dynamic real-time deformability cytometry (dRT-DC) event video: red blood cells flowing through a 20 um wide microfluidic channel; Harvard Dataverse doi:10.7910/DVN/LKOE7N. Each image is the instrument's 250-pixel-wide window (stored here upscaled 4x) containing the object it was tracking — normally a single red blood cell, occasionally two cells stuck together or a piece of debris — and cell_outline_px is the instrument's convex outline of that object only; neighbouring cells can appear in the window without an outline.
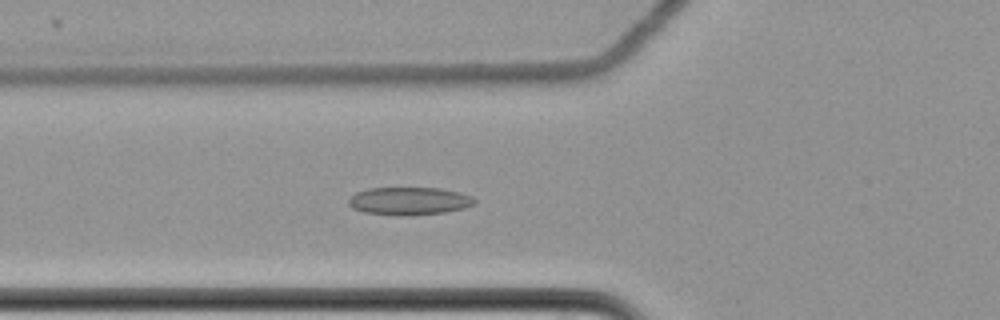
{"species": "common noctule bat (a hibernating species)", "species_latin": "Nyctalus noctula", "temperature_condition": "cold", "stored_images_in_passage": 62, "camera_frame_rate_fps": 3000, "um_per_image_px": 0.085, "animal": {"sex": "female", "body_mass_g": 22.7, "forearm_length_mm": 54.2}, "frame": {"image": 1, "passage_image": 25, "time_ms": 8.0, "image_size_px": [1000, 320], "cell_outline_px": [[476, 200], [472, 204], [464, 208], [444, 212], [412, 216], [400, 216], [364, 212], [352, 208], [348, 204], [348, 200], [356, 192], [368, 188], [440, 188], [460, 192], [472, 196]], "centroid_in_image_um": [34.77, 17.09], "position_along_channel_um": 91.0, "area_um2": 20.52}}
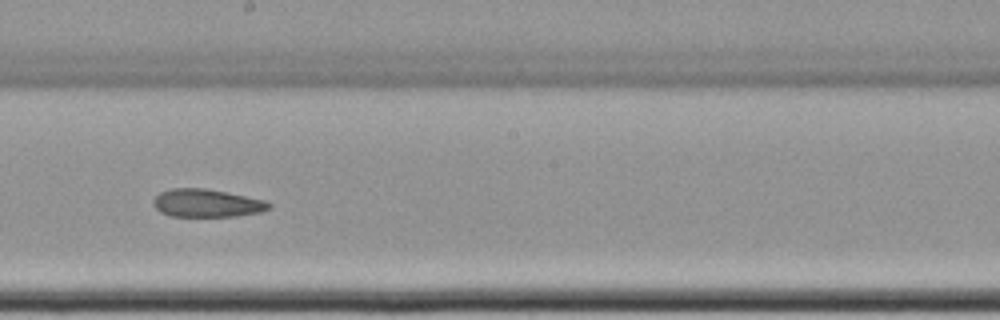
{"frame": {"image": 2, "passage_image": 37, "time_ms": 12.0, "image_size_px": [1000, 320], "cell_outline_px": [[272, 208], [260, 212], [236, 216], [168, 216], [160, 212], [152, 204], [152, 200], [160, 192], [172, 188], [204, 188], [264, 200], [272, 204]], "centroid_in_image_um": [17.55, 17.27], "position_along_channel_um": 230.7, "area_um2": 18.79}}
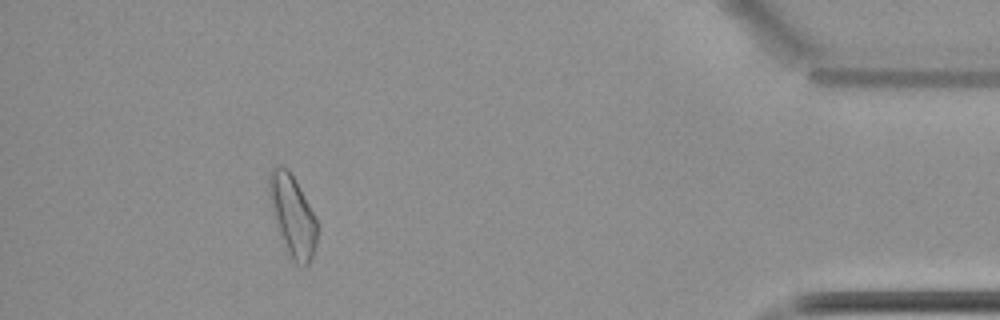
{"frame": {"image": 3, "passage_image": 57, "time_ms": 18.667, "image_size_px": [1000, 320], "cell_outline_px": [[316, 244], [312, 260], [304, 268], [296, 264], [288, 256], [276, 228], [268, 192], [268, 176], [272, 168], [280, 164], [288, 168], [296, 180], [316, 220]], "centroid_in_image_um": [24.83, 18.35], "position_along_channel_um": 410.4, "area_um2": 22.95}, "authors_computed_cell_mechanics": {"area_um2": 20.9814, "velocity_mm_per_s": 3.4876, "shape_relaxation_time_tau1_ms": null, "shape_relaxation_time_tau2_ms": 5.9486, "deformation_change_tau1": null, "deformation_change_tau2": 0.1234}}